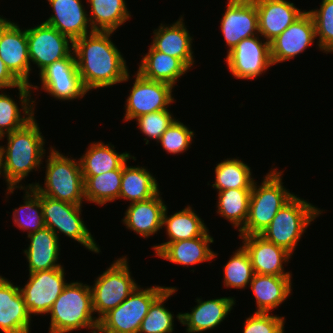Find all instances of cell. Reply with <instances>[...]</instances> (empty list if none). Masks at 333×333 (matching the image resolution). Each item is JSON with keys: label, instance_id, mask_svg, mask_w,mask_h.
<instances>
[{"label": "cell", "instance_id": "cell-35", "mask_svg": "<svg viewBox=\"0 0 333 333\" xmlns=\"http://www.w3.org/2000/svg\"><path fill=\"white\" fill-rule=\"evenodd\" d=\"M251 191L252 188H231L218 191L216 212L238 231L246 224Z\"/></svg>", "mask_w": 333, "mask_h": 333}, {"label": "cell", "instance_id": "cell-26", "mask_svg": "<svg viewBox=\"0 0 333 333\" xmlns=\"http://www.w3.org/2000/svg\"><path fill=\"white\" fill-rule=\"evenodd\" d=\"M28 248L23 251L28 262L29 273L63 267L58 263L60 242L57 235L45 227L27 236Z\"/></svg>", "mask_w": 333, "mask_h": 333}, {"label": "cell", "instance_id": "cell-2", "mask_svg": "<svg viewBox=\"0 0 333 333\" xmlns=\"http://www.w3.org/2000/svg\"><path fill=\"white\" fill-rule=\"evenodd\" d=\"M7 137V146H2L3 171L7 183L5 195L13 194L19 183L33 170L41 167L44 154L45 139L35 117L24 127L0 137ZM5 146V147H4Z\"/></svg>", "mask_w": 333, "mask_h": 333}, {"label": "cell", "instance_id": "cell-44", "mask_svg": "<svg viewBox=\"0 0 333 333\" xmlns=\"http://www.w3.org/2000/svg\"><path fill=\"white\" fill-rule=\"evenodd\" d=\"M21 82L10 72L4 61L0 58V91L3 89L15 88Z\"/></svg>", "mask_w": 333, "mask_h": 333}, {"label": "cell", "instance_id": "cell-42", "mask_svg": "<svg viewBox=\"0 0 333 333\" xmlns=\"http://www.w3.org/2000/svg\"><path fill=\"white\" fill-rule=\"evenodd\" d=\"M176 118L169 109L151 112L135 119L138 130L151 140L159 141Z\"/></svg>", "mask_w": 333, "mask_h": 333}, {"label": "cell", "instance_id": "cell-41", "mask_svg": "<svg viewBox=\"0 0 333 333\" xmlns=\"http://www.w3.org/2000/svg\"><path fill=\"white\" fill-rule=\"evenodd\" d=\"M194 135V131H191V129L178 119H175L162 134L158 143H161L163 149L169 154H181L186 152L190 145H192Z\"/></svg>", "mask_w": 333, "mask_h": 333}, {"label": "cell", "instance_id": "cell-8", "mask_svg": "<svg viewBox=\"0 0 333 333\" xmlns=\"http://www.w3.org/2000/svg\"><path fill=\"white\" fill-rule=\"evenodd\" d=\"M166 288L155 285L143 289L139 285L120 305L99 320L98 329L102 333H138L150 305Z\"/></svg>", "mask_w": 333, "mask_h": 333}, {"label": "cell", "instance_id": "cell-37", "mask_svg": "<svg viewBox=\"0 0 333 333\" xmlns=\"http://www.w3.org/2000/svg\"><path fill=\"white\" fill-rule=\"evenodd\" d=\"M20 190H24L23 203L17 209H13L14 224L20 230L27 231V236L38 230L44 229L45 222L41 205V194L33 187H27L20 184Z\"/></svg>", "mask_w": 333, "mask_h": 333}, {"label": "cell", "instance_id": "cell-4", "mask_svg": "<svg viewBox=\"0 0 333 333\" xmlns=\"http://www.w3.org/2000/svg\"><path fill=\"white\" fill-rule=\"evenodd\" d=\"M71 158L51 146L45 164L44 187L39 182L27 187H33L39 194L55 200L82 205L85 200L84 179L79 159Z\"/></svg>", "mask_w": 333, "mask_h": 333}, {"label": "cell", "instance_id": "cell-45", "mask_svg": "<svg viewBox=\"0 0 333 333\" xmlns=\"http://www.w3.org/2000/svg\"><path fill=\"white\" fill-rule=\"evenodd\" d=\"M13 21L7 20L6 18L2 17L0 15V37L2 33L7 29V27L12 23Z\"/></svg>", "mask_w": 333, "mask_h": 333}, {"label": "cell", "instance_id": "cell-27", "mask_svg": "<svg viewBox=\"0 0 333 333\" xmlns=\"http://www.w3.org/2000/svg\"><path fill=\"white\" fill-rule=\"evenodd\" d=\"M292 276H273L254 273L250 282L256 299V311L271 313L291 295Z\"/></svg>", "mask_w": 333, "mask_h": 333}, {"label": "cell", "instance_id": "cell-1", "mask_svg": "<svg viewBox=\"0 0 333 333\" xmlns=\"http://www.w3.org/2000/svg\"><path fill=\"white\" fill-rule=\"evenodd\" d=\"M114 32L94 31L74 41V54L84 88H107L131 77L120 50L111 40Z\"/></svg>", "mask_w": 333, "mask_h": 333}, {"label": "cell", "instance_id": "cell-9", "mask_svg": "<svg viewBox=\"0 0 333 333\" xmlns=\"http://www.w3.org/2000/svg\"><path fill=\"white\" fill-rule=\"evenodd\" d=\"M41 205L45 226L50 228L58 239V234L61 232L64 236L77 241L88 251L90 250L97 254L101 252L81 217L82 205L55 200L42 194Z\"/></svg>", "mask_w": 333, "mask_h": 333}, {"label": "cell", "instance_id": "cell-21", "mask_svg": "<svg viewBox=\"0 0 333 333\" xmlns=\"http://www.w3.org/2000/svg\"><path fill=\"white\" fill-rule=\"evenodd\" d=\"M47 1L54 13L44 23L54 27L73 42L94 32L82 0Z\"/></svg>", "mask_w": 333, "mask_h": 333}, {"label": "cell", "instance_id": "cell-15", "mask_svg": "<svg viewBox=\"0 0 333 333\" xmlns=\"http://www.w3.org/2000/svg\"><path fill=\"white\" fill-rule=\"evenodd\" d=\"M317 39L311 14L305 11L287 29L270 42L272 64L293 59Z\"/></svg>", "mask_w": 333, "mask_h": 333}, {"label": "cell", "instance_id": "cell-25", "mask_svg": "<svg viewBox=\"0 0 333 333\" xmlns=\"http://www.w3.org/2000/svg\"><path fill=\"white\" fill-rule=\"evenodd\" d=\"M19 91L21 108L16 101L6 93H0V137L19 130L34 118L35 100H32V89H39L38 86L21 83L16 87ZM22 110V111H21ZM23 112V114H21Z\"/></svg>", "mask_w": 333, "mask_h": 333}, {"label": "cell", "instance_id": "cell-32", "mask_svg": "<svg viewBox=\"0 0 333 333\" xmlns=\"http://www.w3.org/2000/svg\"><path fill=\"white\" fill-rule=\"evenodd\" d=\"M111 143L92 142L79 158L83 176H96L118 169L130 156L129 152L117 153Z\"/></svg>", "mask_w": 333, "mask_h": 333}, {"label": "cell", "instance_id": "cell-43", "mask_svg": "<svg viewBox=\"0 0 333 333\" xmlns=\"http://www.w3.org/2000/svg\"><path fill=\"white\" fill-rule=\"evenodd\" d=\"M253 314L244 321L243 333H284V316L262 312Z\"/></svg>", "mask_w": 333, "mask_h": 333}, {"label": "cell", "instance_id": "cell-12", "mask_svg": "<svg viewBox=\"0 0 333 333\" xmlns=\"http://www.w3.org/2000/svg\"><path fill=\"white\" fill-rule=\"evenodd\" d=\"M67 284L64 267L29 273L26 285L20 287L29 314H48Z\"/></svg>", "mask_w": 333, "mask_h": 333}, {"label": "cell", "instance_id": "cell-39", "mask_svg": "<svg viewBox=\"0 0 333 333\" xmlns=\"http://www.w3.org/2000/svg\"><path fill=\"white\" fill-rule=\"evenodd\" d=\"M223 276L224 287L245 289L252 281L254 271L248 252L241 245L233 252L229 261L225 264Z\"/></svg>", "mask_w": 333, "mask_h": 333}, {"label": "cell", "instance_id": "cell-46", "mask_svg": "<svg viewBox=\"0 0 333 333\" xmlns=\"http://www.w3.org/2000/svg\"><path fill=\"white\" fill-rule=\"evenodd\" d=\"M0 175L4 176L5 180V175L3 171V152H2V145H0Z\"/></svg>", "mask_w": 333, "mask_h": 333}, {"label": "cell", "instance_id": "cell-23", "mask_svg": "<svg viewBox=\"0 0 333 333\" xmlns=\"http://www.w3.org/2000/svg\"><path fill=\"white\" fill-rule=\"evenodd\" d=\"M153 34L151 46L155 50L180 59L189 69L193 67V37L185 26L183 16L170 26L161 23Z\"/></svg>", "mask_w": 333, "mask_h": 333}, {"label": "cell", "instance_id": "cell-24", "mask_svg": "<svg viewBox=\"0 0 333 333\" xmlns=\"http://www.w3.org/2000/svg\"><path fill=\"white\" fill-rule=\"evenodd\" d=\"M159 191L154 197L129 204L122 219L126 228L140 237L149 238L162 229L163 213L167 207Z\"/></svg>", "mask_w": 333, "mask_h": 333}, {"label": "cell", "instance_id": "cell-31", "mask_svg": "<svg viewBox=\"0 0 333 333\" xmlns=\"http://www.w3.org/2000/svg\"><path fill=\"white\" fill-rule=\"evenodd\" d=\"M130 156L122 164V178L119 199L129 200L130 204L147 200L159 192V185L156 178L144 166H129Z\"/></svg>", "mask_w": 333, "mask_h": 333}, {"label": "cell", "instance_id": "cell-19", "mask_svg": "<svg viewBox=\"0 0 333 333\" xmlns=\"http://www.w3.org/2000/svg\"><path fill=\"white\" fill-rule=\"evenodd\" d=\"M31 317L20 287L0 275V330L3 333H30Z\"/></svg>", "mask_w": 333, "mask_h": 333}, {"label": "cell", "instance_id": "cell-10", "mask_svg": "<svg viewBox=\"0 0 333 333\" xmlns=\"http://www.w3.org/2000/svg\"><path fill=\"white\" fill-rule=\"evenodd\" d=\"M135 75L125 103L124 121H132L151 112L166 110L175 102L172 85L144 78L137 71Z\"/></svg>", "mask_w": 333, "mask_h": 333}, {"label": "cell", "instance_id": "cell-33", "mask_svg": "<svg viewBox=\"0 0 333 333\" xmlns=\"http://www.w3.org/2000/svg\"><path fill=\"white\" fill-rule=\"evenodd\" d=\"M90 5L88 13L93 31L116 32L131 18L125 0H87Z\"/></svg>", "mask_w": 333, "mask_h": 333}, {"label": "cell", "instance_id": "cell-17", "mask_svg": "<svg viewBox=\"0 0 333 333\" xmlns=\"http://www.w3.org/2000/svg\"><path fill=\"white\" fill-rule=\"evenodd\" d=\"M248 252L254 273L273 276H292L285 272L284 265L292 254L286 249L266 240L260 234L238 235Z\"/></svg>", "mask_w": 333, "mask_h": 333}, {"label": "cell", "instance_id": "cell-20", "mask_svg": "<svg viewBox=\"0 0 333 333\" xmlns=\"http://www.w3.org/2000/svg\"><path fill=\"white\" fill-rule=\"evenodd\" d=\"M253 1L257 8L259 34L269 43L305 12L287 0Z\"/></svg>", "mask_w": 333, "mask_h": 333}, {"label": "cell", "instance_id": "cell-18", "mask_svg": "<svg viewBox=\"0 0 333 333\" xmlns=\"http://www.w3.org/2000/svg\"><path fill=\"white\" fill-rule=\"evenodd\" d=\"M0 58L10 72L21 82L32 85L29 80L31 62L28 54L27 32L12 22L0 37Z\"/></svg>", "mask_w": 333, "mask_h": 333}, {"label": "cell", "instance_id": "cell-38", "mask_svg": "<svg viewBox=\"0 0 333 333\" xmlns=\"http://www.w3.org/2000/svg\"><path fill=\"white\" fill-rule=\"evenodd\" d=\"M176 291L175 287H167L152 302L138 333H172L174 331V314L164 306V303Z\"/></svg>", "mask_w": 333, "mask_h": 333}, {"label": "cell", "instance_id": "cell-36", "mask_svg": "<svg viewBox=\"0 0 333 333\" xmlns=\"http://www.w3.org/2000/svg\"><path fill=\"white\" fill-rule=\"evenodd\" d=\"M215 182L212 187L218 191L238 188H252L254 179L251 168L239 158H227L215 167Z\"/></svg>", "mask_w": 333, "mask_h": 333}, {"label": "cell", "instance_id": "cell-28", "mask_svg": "<svg viewBox=\"0 0 333 333\" xmlns=\"http://www.w3.org/2000/svg\"><path fill=\"white\" fill-rule=\"evenodd\" d=\"M167 209L163 213L162 229L165 228L169 240L153 246L156 256L171 242L200 237L209 230L190 205L169 216Z\"/></svg>", "mask_w": 333, "mask_h": 333}, {"label": "cell", "instance_id": "cell-16", "mask_svg": "<svg viewBox=\"0 0 333 333\" xmlns=\"http://www.w3.org/2000/svg\"><path fill=\"white\" fill-rule=\"evenodd\" d=\"M226 11L221 18L227 53L241 40L259 35L258 14L253 0H227Z\"/></svg>", "mask_w": 333, "mask_h": 333}, {"label": "cell", "instance_id": "cell-40", "mask_svg": "<svg viewBox=\"0 0 333 333\" xmlns=\"http://www.w3.org/2000/svg\"><path fill=\"white\" fill-rule=\"evenodd\" d=\"M314 21L319 50L333 52V0H322L320 9L308 11Z\"/></svg>", "mask_w": 333, "mask_h": 333}, {"label": "cell", "instance_id": "cell-6", "mask_svg": "<svg viewBox=\"0 0 333 333\" xmlns=\"http://www.w3.org/2000/svg\"><path fill=\"white\" fill-rule=\"evenodd\" d=\"M297 196L280 208L271 223L260 233L266 240L292 255L308 226L323 212Z\"/></svg>", "mask_w": 333, "mask_h": 333}, {"label": "cell", "instance_id": "cell-29", "mask_svg": "<svg viewBox=\"0 0 333 333\" xmlns=\"http://www.w3.org/2000/svg\"><path fill=\"white\" fill-rule=\"evenodd\" d=\"M213 237L209 230L200 237L169 243L157 256L175 264L192 266L198 263L212 261L218 253L210 249Z\"/></svg>", "mask_w": 333, "mask_h": 333}, {"label": "cell", "instance_id": "cell-34", "mask_svg": "<svg viewBox=\"0 0 333 333\" xmlns=\"http://www.w3.org/2000/svg\"><path fill=\"white\" fill-rule=\"evenodd\" d=\"M122 178V165L115 170L96 176H83L84 196L88 202L103 206L119 199Z\"/></svg>", "mask_w": 333, "mask_h": 333}, {"label": "cell", "instance_id": "cell-3", "mask_svg": "<svg viewBox=\"0 0 333 333\" xmlns=\"http://www.w3.org/2000/svg\"><path fill=\"white\" fill-rule=\"evenodd\" d=\"M48 313L51 316L48 333H70L80 328L98 329L99 320L93 316L90 285L80 281L68 282Z\"/></svg>", "mask_w": 333, "mask_h": 333}, {"label": "cell", "instance_id": "cell-11", "mask_svg": "<svg viewBox=\"0 0 333 333\" xmlns=\"http://www.w3.org/2000/svg\"><path fill=\"white\" fill-rule=\"evenodd\" d=\"M261 35L241 40L230 52L226 61L229 71L236 79L254 80L273 66L270 43L259 39Z\"/></svg>", "mask_w": 333, "mask_h": 333}, {"label": "cell", "instance_id": "cell-47", "mask_svg": "<svg viewBox=\"0 0 333 333\" xmlns=\"http://www.w3.org/2000/svg\"><path fill=\"white\" fill-rule=\"evenodd\" d=\"M91 333H102L99 329L95 330V331H91Z\"/></svg>", "mask_w": 333, "mask_h": 333}, {"label": "cell", "instance_id": "cell-30", "mask_svg": "<svg viewBox=\"0 0 333 333\" xmlns=\"http://www.w3.org/2000/svg\"><path fill=\"white\" fill-rule=\"evenodd\" d=\"M137 70L144 78L161 81L176 86L178 79L189 68L178 58L155 50L151 45L148 53L142 57Z\"/></svg>", "mask_w": 333, "mask_h": 333}, {"label": "cell", "instance_id": "cell-13", "mask_svg": "<svg viewBox=\"0 0 333 333\" xmlns=\"http://www.w3.org/2000/svg\"><path fill=\"white\" fill-rule=\"evenodd\" d=\"M29 59L37 65L39 73L55 61L69 56L74 49V42L54 27L41 23L27 28Z\"/></svg>", "mask_w": 333, "mask_h": 333}, {"label": "cell", "instance_id": "cell-5", "mask_svg": "<svg viewBox=\"0 0 333 333\" xmlns=\"http://www.w3.org/2000/svg\"><path fill=\"white\" fill-rule=\"evenodd\" d=\"M282 175L283 171L274 168L265 175L261 185L254 181L246 224L239 235L260 234L279 209L295 196L283 186Z\"/></svg>", "mask_w": 333, "mask_h": 333}, {"label": "cell", "instance_id": "cell-22", "mask_svg": "<svg viewBox=\"0 0 333 333\" xmlns=\"http://www.w3.org/2000/svg\"><path fill=\"white\" fill-rule=\"evenodd\" d=\"M198 303L191 312L178 313L176 318L181 325L187 326L188 333H202L217 327L233 309L234 297H221L203 301L202 298L195 299Z\"/></svg>", "mask_w": 333, "mask_h": 333}, {"label": "cell", "instance_id": "cell-7", "mask_svg": "<svg viewBox=\"0 0 333 333\" xmlns=\"http://www.w3.org/2000/svg\"><path fill=\"white\" fill-rule=\"evenodd\" d=\"M128 258L116 259L90 286L94 313L100 320L120 305L139 285L132 279Z\"/></svg>", "mask_w": 333, "mask_h": 333}, {"label": "cell", "instance_id": "cell-14", "mask_svg": "<svg viewBox=\"0 0 333 333\" xmlns=\"http://www.w3.org/2000/svg\"><path fill=\"white\" fill-rule=\"evenodd\" d=\"M41 90L60 100L83 98L88 91L84 88L77 69L74 51L61 60L48 65L39 73Z\"/></svg>", "mask_w": 333, "mask_h": 333}]
</instances>
